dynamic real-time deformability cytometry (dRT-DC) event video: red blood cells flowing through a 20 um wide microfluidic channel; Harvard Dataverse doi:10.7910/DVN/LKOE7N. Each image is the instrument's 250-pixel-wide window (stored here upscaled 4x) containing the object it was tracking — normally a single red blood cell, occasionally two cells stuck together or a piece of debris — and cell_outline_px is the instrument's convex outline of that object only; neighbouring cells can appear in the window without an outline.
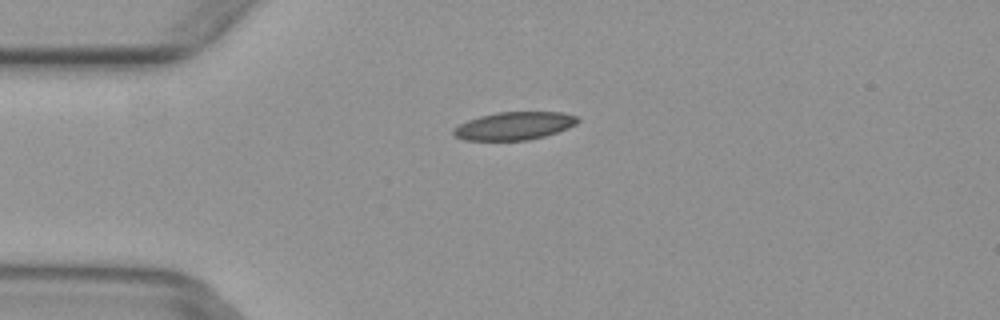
{"species": "common noctule bat (a hibernating species)", "species_latin": "Nyctalus noctula", "temperature_condition": "warm", "stored_images_in_passage": 5, "camera_frame_rate_fps": 3000, "um_per_image_px": 0.085, "animal": {"sex": "female", "body_mass_g": 29.2, "forearm_length_mm": 56.3}, "frame": {"image": 1, "passage_image": 3, "time_ms": 0.667, "image_size_px": [1000, 320], "cell_outline_px": [[580, 120], [576, 124], [568, 128], [544, 136], [528, 140], [464, 140], [456, 136], [452, 132], [452, 128], [468, 120], [480, 116], [496, 112], [564, 112], [580, 116]], "centroid_in_image_um": [43.74, 10.69], "position_along_channel_um": 41.3, "area_um2": 20.29}}
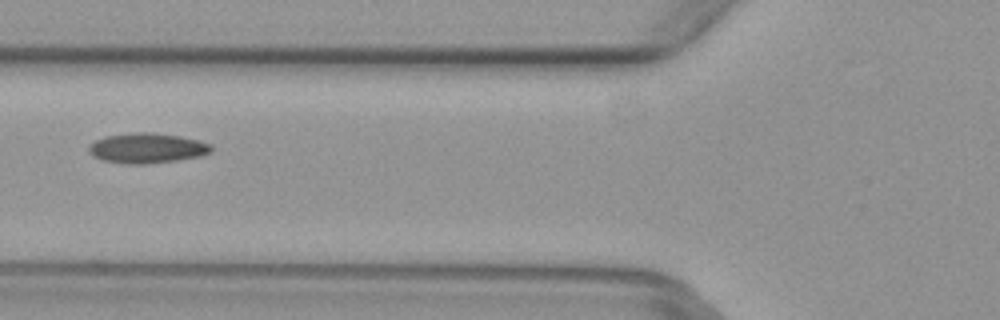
{"frame": {"image": 2, "passage_image": 5, "time_ms": 1.333, "image_size_px": [1000, 320], "cell_outline_px": [[212, 152], [200, 156], [176, 160], [148, 164], [124, 164], [100, 160], [92, 156], [88, 152], [88, 148], [96, 140], [104, 136], [136, 132], [152, 132], [180, 136], [212, 144]], "centroid_in_image_um": [12.48, 12.6], "position_along_channel_um": 113.3, "area_um2": 21.62}}